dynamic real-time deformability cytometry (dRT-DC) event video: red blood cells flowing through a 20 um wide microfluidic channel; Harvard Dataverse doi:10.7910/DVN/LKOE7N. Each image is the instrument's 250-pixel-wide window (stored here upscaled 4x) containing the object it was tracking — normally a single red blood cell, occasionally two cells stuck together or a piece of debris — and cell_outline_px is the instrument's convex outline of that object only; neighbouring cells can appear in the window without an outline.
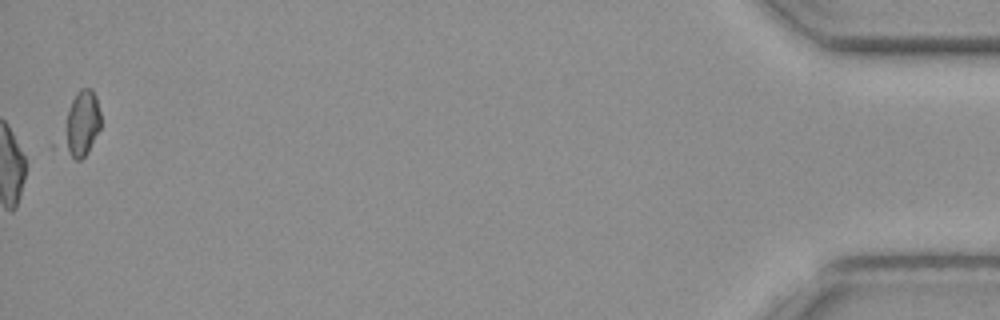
{"species": "common noctule bat (a hibernating species)", "species_latin": "Nyctalus noctula", "temperature_condition": "cold", "stored_images_in_passage": 59, "camera_frame_rate_fps": 3000, "um_per_image_px": 0.085, "animal": {"sex": "female", "body_mass_g": 19.3, "forearm_length_mm": 54.1}, "frame": {"image": 1, "passage_image": 59, "time_ms": 19.333, "image_size_px": [1000, 320], "cell_outline_px": [[100, 128], [88, 152], [80, 160], [76, 160], [60, 148], [60, 144], [68, 112], [72, 100], [76, 92], [80, 88], [92, 88], [96, 96], [100, 112]], "centroid_in_image_um": [6.9, 10.55], "position_along_channel_um": 428.3, "area_um2": 14.45}}